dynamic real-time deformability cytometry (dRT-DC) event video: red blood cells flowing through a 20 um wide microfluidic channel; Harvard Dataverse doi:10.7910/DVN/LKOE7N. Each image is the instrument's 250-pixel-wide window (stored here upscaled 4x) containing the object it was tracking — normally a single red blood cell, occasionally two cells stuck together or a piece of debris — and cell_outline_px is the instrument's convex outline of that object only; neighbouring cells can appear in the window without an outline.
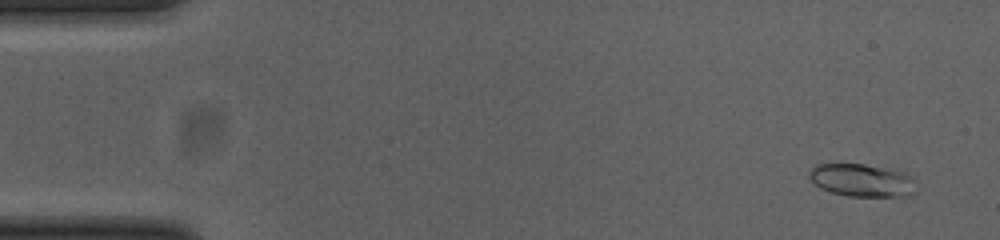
{"species": "common noctule bat (a hibernating species)", "species_latin": "Nyctalus noctula", "temperature_condition": "cold", "stored_images_in_passage": 53, "camera_frame_rate_fps": 3000, "um_per_image_px": 0.085, "animal": {"sex": "female", "body_mass_g": 23.0, "forearm_length_mm": 53.4}, "frame": {"image": 1, "passage_image": 3, "time_ms": 0.667, "image_size_px": [1000, 240], "cell_outline_px": [[912, 192], [908, 196], [848, 196], [832, 192], [820, 188], [808, 176], [808, 172], [816, 164], [864, 164], [896, 168], [912, 176]], "centroid_in_image_um": [73.25, 15.3], "position_along_channel_um": 11.8, "area_um2": 20.4}}
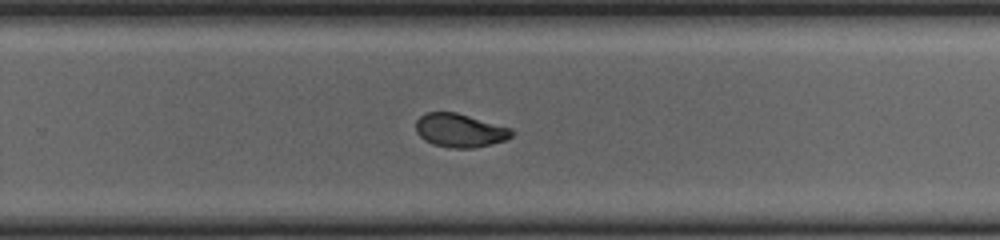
{"frame": {"image": 2, "passage_image": 34, "time_ms": 11.0, "image_size_px": [1000, 240], "cell_outline_px": [[516, 132], [512, 136], [504, 140], [472, 148], [452, 148], [432, 144], [424, 140], [416, 132], [416, 120], [420, 116], [428, 112], [456, 112], [512, 128]], "centroid_in_image_um": [39.08, 11.08], "position_along_channel_um": 290.7, "area_um2": 18.73}}
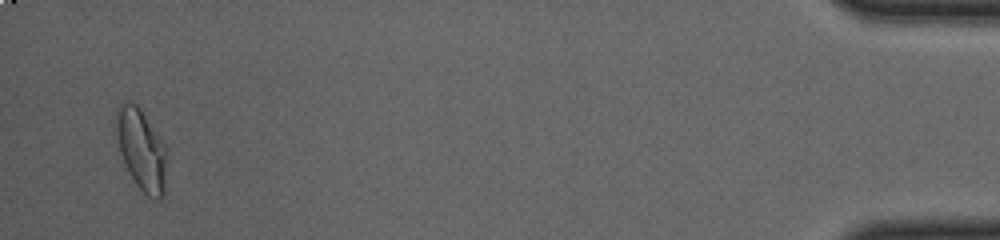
{"frame": {"image": 3, "passage_image": 51, "time_ms": 16.667, "image_size_px": [1000, 240], "cell_outline_px": [[168, 156], [164, 196], [160, 200], [156, 200], [148, 196], [136, 184], [112, 136], [116, 112], [120, 104], [128, 100], [136, 104], [140, 108], [168, 148]], "centroid_in_image_um": [12.02, 12.69], "position_along_channel_um": 423.2, "area_um2": 24.8}, "authors_computed_cell_mechanics": {"area_um2": 19.1896, "velocity_mm_per_s": 3.8608, "shape_relaxation_time_tau1_ms": 6.4969, "shape_relaxation_time_tau2_ms": 2.0233, "deformation_change_tau1": 0.1752, "deformation_change_tau2": 0.0659}}